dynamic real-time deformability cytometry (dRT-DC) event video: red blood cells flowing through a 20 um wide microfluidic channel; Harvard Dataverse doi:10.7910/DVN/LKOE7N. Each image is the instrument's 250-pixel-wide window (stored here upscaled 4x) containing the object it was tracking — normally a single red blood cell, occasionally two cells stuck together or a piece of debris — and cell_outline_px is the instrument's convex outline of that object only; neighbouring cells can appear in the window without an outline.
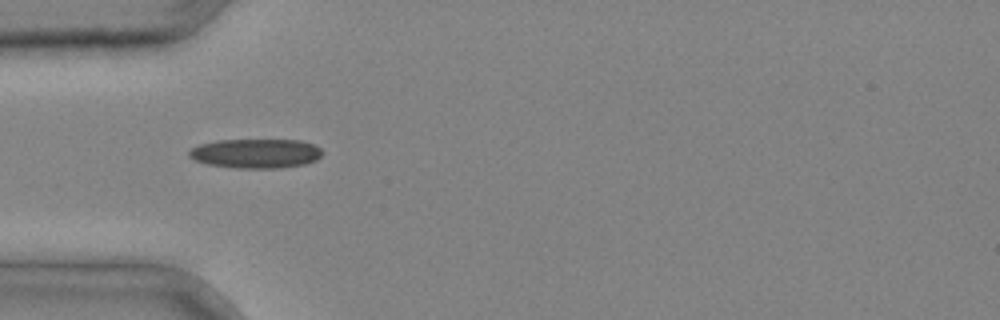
{"species": "common noctule bat (a hibernating species)", "species_latin": "Nyctalus noctula", "temperature_condition": "cold", "stored_images_in_passage": 1, "camera_frame_rate_fps": 3000, "um_per_image_px": 0.085, "animal": {"sex": "male", "body_mass_g": 20.4}, "frame": {"image": 1, "passage_image": 1, "time_ms": 0.0, "image_size_px": [1000, 320], "cell_outline_px": [[324, 152], [316, 160], [304, 164], [280, 168], [236, 168], [208, 164], [196, 160], [188, 156], [188, 152], [192, 148], [200, 144], [220, 140], [300, 140], [316, 144]], "centroid_in_image_um": [21.78, 13.04], "position_along_channel_um": 63.2, "area_um2": 22.83}}